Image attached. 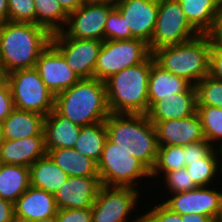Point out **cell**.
Returning <instances> with one entry per match:
<instances>
[{"label": "cell", "mask_w": 222, "mask_h": 222, "mask_svg": "<svg viewBox=\"0 0 222 222\" xmlns=\"http://www.w3.org/2000/svg\"><path fill=\"white\" fill-rule=\"evenodd\" d=\"M3 140H4L3 124L0 123V145L2 144Z\"/></svg>", "instance_id": "f5cc1de1"}, {"label": "cell", "mask_w": 222, "mask_h": 222, "mask_svg": "<svg viewBox=\"0 0 222 222\" xmlns=\"http://www.w3.org/2000/svg\"><path fill=\"white\" fill-rule=\"evenodd\" d=\"M104 40H126V23L120 11L114 6L108 14Z\"/></svg>", "instance_id": "d590c367"}, {"label": "cell", "mask_w": 222, "mask_h": 222, "mask_svg": "<svg viewBox=\"0 0 222 222\" xmlns=\"http://www.w3.org/2000/svg\"><path fill=\"white\" fill-rule=\"evenodd\" d=\"M101 186L99 176L69 177L54 194L58 210L91 208Z\"/></svg>", "instance_id": "2e32d148"}, {"label": "cell", "mask_w": 222, "mask_h": 222, "mask_svg": "<svg viewBox=\"0 0 222 222\" xmlns=\"http://www.w3.org/2000/svg\"><path fill=\"white\" fill-rule=\"evenodd\" d=\"M8 84V73L0 67V90Z\"/></svg>", "instance_id": "7dc6e473"}, {"label": "cell", "mask_w": 222, "mask_h": 222, "mask_svg": "<svg viewBox=\"0 0 222 222\" xmlns=\"http://www.w3.org/2000/svg\"><path fill=\"white\" fill-rule=\"evenodd\" d=\"M97 168L103 186L138 189L137 185L142 184L141 180L151 179V171L140 160L119 148L108 138Z\"/></svg>", "instance_id": "8992f818"}, {"label": "cell", "mask_w": 222, "mask_h": 222, "mask_svg": "<svg viewBox=\"0 0 222 222\" xmlns=\"http://www.w3.org/2000/svg\"><path fill=\"white\" fill-rule=\"evenodd\" d=\"M214 222H222V203H221V208H220V210L218 211V214H217Z\"/></svg>", "instance_id": "816d5d0a"}, {"label": "cell", "mask_w": 222, "mask_h": 222, "mask_svg": "<svg viewBox=\"0 0 222 222\" xmlns=\"http://www.w3.org/2000/svg\"><path fill=\"white\" fill-rule=\"evenodd\" d=\"M29 168L30 185L53 195L69 178L48 154L37 159Z\"/></svg>", "instance_id": "cb8c5ba5"}, {"label": "cell", "mask_w": 222, "mask_h": 222, "mask_svg": "<svg viewBox=\"0 0 222 222\" xmlns=\"http://www.w3.org/2000/svg\"><path fill=\"white\" fill-rule=\"evenodd\" d=\"M103 41L68 37L63 31L52 35L51 44L64 56L81 78H94V69Z\"/></svg>", "instance_id": "8fae6325"}, {"label": "cell", "mask_w": 222, "mask_h": 222, "mask_svg": "<svg viewBox=\"0 0 222 222\" xmlns=\"http://www.w3.org/2000/svg\"><path fill=\"white\" fill-rule=\"evenodd\" d=\"M63 9L69 14L79 8L86 0H58Z\"/></svg>", "instance_id": "ee69618b"}, {"label": "cell", "mask_w": 222, "mask_h": 222, "mask_svg": "<svg viewBox=\"0 0 222 222\" xmlns=\"http://www.w3.org/2000/svg\"><path fill=\"white\" fill-rule=\"evenodd\" d=\"M197 112V91L192 85L186 92L169 95L155 101L146 113L155 125L157 122L171 119H183Z\"/></svg>", "instance_id": "ac0fdd59"}, {"label": "cell", "mask_w": 222, "mask_h": 222, "mask_svg": "<svg viewBox=\"0 0 222 222\" xmlns=\"http://www.w3.org/2000/svg\"><path fill=\"white\" fill-rule=\"evenodd\" d=\"M141 190L133 187L102 185L91 207L92 222H127L131 218L132 211L137 209V204L139 205ZM139 214L135 219L128 221L141 222L142 212Z\"/></svg>", "instance_id": "30bf717a"}, {"label": "cell", "mask_w": 222, "mask_h": 222, "mask_svg": "<svg viewBox=\"0 0 222 222\" xmlns=\"http://www.w3.org/2000/svg\"><path fill=\"white\" fill-rule=\"evenodd\" d=\"M205 139L218 147L222 142V108L215 106H197ZM217 143V144H216Z\"/></svg>", "instance_id": "1f68e13d"}, {"label": "cell", "mask_w": 222, "mask_h": 222, "mask_svg": "<svg viewBox=\"0 0 222 222\" xmlns=\"http://www.w3.org/2000/svg\"><path fill=\"white\" fill-rule=\"evenodd\" d=\"M155 128L158 146H185L205 139L197 112L187 118L157 122Z\"/></svg>", "instance_id": "e0dca14e"}, {"label": "cell", "mask_w": 222, "mask_h": 222, "mask_svg": "<svg viewBox=\"0 0 222 222\" xmlns=\"http://www.w3.org/2000/svg\"><path fill=\"white\" fill-rule=\"evenodd\" d=\"M94 2H101V3H105V4H110L113 6H116L121 0H91Z\"/></svg>", "instance_id": "c3c4849f"}, {"label": "cell", "mask_w": 222, "mask_h": 222, "mask_svg": "<svg viewBox=\"0 0 222 222\" xmlns=\"http://www.w3.org/2000/svg\"><path fill=\"white\" fill-rule=\"evenodd\" d=\"M189 23L200 33L206 34L220 10L222 0H177Z\"/></svg>", "instance_id": "4316f807"}, {"label": "cell", "mask_w": 222, "mask_h": 222, "mask_svg": "<svg viewBox=\"0 0 222 222\" xmlns=\"http://www.w3.org/2000/svg\"><path fill=\"white\" fill-rule=\"evenodd\" d=\"M57 212L54 195L31 185L14 203V213L29 222L55 216Z\"/></svg>", "instance_id": "ffe728a7"}, {"label": "cell", "mask_w": 222, "mask_h": 222, "mask_svg": "<svg viewBox=\"0 0 222 222\" xmlns=\"http://www.w3.org/2000/svg\"><path fill=\"white\" fill-rule=\"evenodd\" d=\"M55 110L81 127L104 122L110 114L106 83L81 79L55 96Z\"/></svg>", "instance_id": "3957f363"}, {"label": "cell", "mask_w": 222, "mask_h": 222, "mask_svg": "<svg viewBox=\"0 0 222 222\" xmlns=\"http://www.w3.org/2000/svg\"><path fill=\"white\" fill-rule=\"evenodd\" d=\"M36 24L45 28L51 35L64 30L68 13L58 0H34Z\"/></svg>", "instance_id": "f1b7e54d"}, {"label": "cell", "mask_w": 222, "mask_h": 222, "mask_svg": "<svg viewBox=\"0 0 222 222\" xmlns=\"http://www.w3.org/2000/svg\"><path fill=\"white\" fill-rule=\"evenodd\" d=\"M9 21L8 0H0V25Z\"/></svg>", "instance_id": "bcb514c9"}, {"label": "cell", "mask_w": 222, "mask_h": 222, "mask_svg": "<svg viewBox=\"0 0 222 222\" xmlns=\"http://www.w3.org/2000/svg\"><path fill=\"white\" fill-rule=\"evenodd\" d=\"M57 222H92L91 208L60 209L56 215Z\"/></svg>", "instance_id": "f35d334b"}, {"label": "cell", "mask_w": 222, "mask_h": 222, "mask_svg": "<svg viewBox=\"0 0 222 222\" xmlns=\"http://www.w3.org/2000/svg\"><path fill=\"white\" fill-rule=\"evenodd\" d=\"M206 35L210 40L211 49H222V5Z\"/></svg>", "instance_id": "ab89813d"}, {"label": "cell", "mask_w": 222, "mask_h": 222, "mask_svg": "<svg viewBox=\"0 0 222 222\" xmlns=\"http://www.w3.org/2000/svg\"><path fill=\"white\" fill-rule=\"evenodd\" d=\"M52 35L33 23L7 21L0 25V67L8 74L34 68Z\"/></svg>", "instance_id": "6da1fadb"}, {"label": "cell", "mask_w": 222, "mask_h": 222, "mask_svg": "<svg viewBox=\"0 0 222 222\" xmlns=\"http://www.w3.org/2000/svg\"><path fill=\"white\" fill-rule=\"evenodd\" d=\"M47 154L69 177L99 176L97 163L74 148H56Z\"/></svg>", "instance_id": "d4e9b609"}, {"label": "cell", "mask_w": 222, "mask_h": 222, "mask_svg": "<svg viewBox=\"0 0 222 222\" xmlns=\"http://www.w3.org/2000/svg\"><path fill=\"white\" fill-rule=\"evenodd\" d=\"M14 204L0 197V222H11Z\"/></svg>", "instance_id": "7bdbcfd3"}, {"label": "cell", "mask_w": 222, "mask_h": 222, "mask_svg": "<svg viewBox=\"0 0 222 222\" xmlns=\"http://www.w3.org/2000/svg\"><path fill=\"white\" fill-rule=\"evenodd\" d=\"M113 5L86 0L69 13L63 32L72 38L104 41L107 17Z\"/></svg>", "instance_id": "7c38bea8"}, {"label": "cell", "mask_w": 222, "mask_h": 222, "mask_svg": "<svg viewBox=\"0 0 222 222\" xmlns=\"http://www.w3.org/2000/svg\"><path fill=\"white\" fill-rule=\"evenodd\" d=\"M182 220L183 222H214L211 217L201 214H184Z\"/></svg>", "instance_id": "f6af8a7d"}, {"label": "cell", "mask_w": 222, "mask_h": 222, "mask_svg": "<svg viewBox=\"0 0 222 222\" xmlns=\"http://www.w3.org/2000/svg\"><path fill=\"white\" fill-rule=\"evenodd\" d=\"M154 62L151 55L145 62L126 68L105 81L110 113L146 115L149 74Z\"/></svg>", "instance_id": "277c9868"}, {"label": "cell", "mask_w": 222, "mask_h": 222, "mask_svg": "<svg viewBox=\"0 0 222 222\" xmlns=\"http://www.w3.org/2000/svg\"><path fill=\"white\" fill-rule=\"evenodd\" d=\"M81 126L60 115L55 109L45 117L44 135L46 151L56 148H74Z\"/></svg>", "instance_id": "44dd1931"}, {"label": "cell", "mask_w": 222, "mask_h": 222, "mask_svg": "<svg viewBox=\"0 0 222 222\" xmlns=\"http://www.w3.org/2000/svg\"><path fill=\"white\" fill-rule=\"evenodd\" d=\"M104 123L110 141L150 171L153 169L158 152L157 132L146 115L110 113Z\"/></svg>", "instance_id": "7a4b0ae2"}, {"label": "cell", "mask_w": 222, "mask_h": 222, "mask_svg": "<svg viewBox=\"0 0 222 222\" xmlns=\"http://www.w3.org/2000/svg\"><path fill=\"white\" fill-rule=\"evenodd\" d=\"M151 55L149 45L141 39L104 40L98 53L94 78L105 82L112 75L145 62Z\"/></svg>", "instance_id": "52a82bcc"}, {"label": "cell", "mask_w": 222, "mask_h": 222, "mask_svg": "<svg viewBox=\"0 0 222 222\" xmlns=\"http://www.w3.org/2000/svg\"><path fill=\"white\" fill-rule=\"evenodd\" d=\"M47 154L45 136L23 139H4L0 145V163L30 167L37 159Z\"/></svg>", "instance_id": "d6986e66"}, {"label": "cell", "mask_w": 222, "mask_h": 222, "mask_svg": "<svg viewBox=\"0 0 222 222\" xmlns=\"http://www.w3.org/2000/svg\"><path fill=\"white\" fill-rule=\"evenodd\" d=\"M218 145H219V147H216V149H217V152H219L218 155H219L221 163H222V142Z\"/></svg>", "instance_id": "db71d44e"}, {"label": "cell", "mask_w": 222, "mask_h": 222, "mask_svg": "<svg viewBox=\"0 0 222 222\" xmlns=\"http://www.w3.org/2000/svg\"><path fill=\"white\" fill-rule=\"evenodd\" d=\"M197 106L222 108V81L208 75L196 85Z\"/></svg>", "instance_id": "d6a6232c"}, {"label": "cell", "mask_w": 222, "mask_h": 222, "mask_svg": "<svg viewBox=\"0 0 222 222\" xmlns=\"http://www.w3.org/2000/svg\"><path fill=\"white\" fill-rule=\"evenodd\" d=\"M212 188L211 186L197 187L186 192L168 193L167 197L170 194L168 200L162 203L180 215L201 214L215 220L221 208L222 190Z\"/></svg>", "instance_id": "5bb4252c"}, {"label": "cell", "mask_w": 222, "mask_h": 222, "mask_svg": "<svg viewBox=\"0 0 222 222\" xmlns=\"http://www.w3.org/2000/svg\"><path fill=\"white\" fill-rule=\"evenodd\" d=\"M14 108L43 116L55 109V96L43 83L35 68L15 70L8 74Z\"/></svg>", "instance_id": "ba28073f"}, {"label": "cell", "mask_w": 222, "mask_h": 222, "mask_svg": "<svg viewBox=\"0 0 222 222\" xmlns=\"http://www.w3.org/2000/svg\"><path fill=\"white\" fill-rule=\"evenodd\" d=\"M143 222H183L182 215L171 211L162 202H159L156 206L154 202V207L147 210L142 214Z\"/></svg>", "instance_id": "8d00e7d4"}, {"label": "cell", "mask_w": 222, "mask_h": 222, "mask_svg": "<svg viewBox=\"0 0 222 222\" xmlns=\"http://www.w3.org/2000/svg\"><path fill=\"white\" fill-rule=\"evenodd\" d=\"M34 68L54 96L81 80L52 44L40 54Z\"/></svg>", "instance_id": "9a60e30c"}, {"label": "cell", "mask_w": 222, "mask_h": 222, "mask_svg": "<svg viewBox=\"0 0 222 222\" xmlns=\"http://www.w3.org/2000/svg\"><path fill=\"white\" fill-rule=\"evenodd\" d=\"M185 168L197 187L212 186V182L220 178L217 175L222 176V163L216 148L205 159L190 162Z\"/></svg>", "instance_id": "f546056e"}, {"label": "cell", "mask_w": 222, "mask_h": 222, "mask_svg": "<svg viewBox=\"0 0 222 222\" xmlns=\"http://www.w3.org/2000/svg\"><path fill=\"white\" fill-rule=\"evenodd\" d=\"M198 35L200 33L189 23L177 0H159L157 21L148 44L151 53L161 47L190 41Z\"/></svg>", "instance_id": "9c48e42d"}, {"label": "cell", "mask_w": 222, "mask_h": 222, "mask_svg": "<svg viewBox=\"0 0 222 222\" xmlns=\"http://www.w3.org/2000/svg\"><path fill=\"white\" fill-rule=\"evenodd\" d=\"M126 23V40L151 42L157 21L159 0H121L115 6Z\"/></svg>", "instance_id": "4fadbf2b"}, {"label": "cell", "mask_w": 222, "mask_h": 222, "mask_svg": "<svg viewBox=\"0 0 222 222\" xmlns=\"http://www.w3.org/2000/svg\"><path fill=\"white\" fill-rule=\"evenodd\" d=\"M45 117L36 112L14 108L2 123L4 139L15 140L31 136H45Z\"/></svg>", "instance_id": "7402d4cb"}, {"label": "cell", "mask_w": 222, "mask_h": 222, "mask_svg": "<svg viewBox=\"0 0 222 222\" xmlns=\"http://www.w3.org/2000/svg\"><path fill=\"white\" fill-rule=\"evenodd\" d=\"M106 140L107 131L104 122L83 126L74 149L98 163Z\"/></svg>", "instance_id": "83f0119b"}, {"label": "cell", "mask_w": 222, "mask_h": 222, "mask_svg": "<svg viewBox=\"0 0 222 222\" xmlns=\"http://www.w3.org/2000/svg\"><path fill=\"white\" fill-rule=\"evenodd\" d=\"M9 21L36 24L34 0H8Z\"/></svg>", "instance_id": "e575fe53"}, {"label": "cell", "mask_w": 222, "mask_h": 222, "mask_svg": "<svg viewBox=\"0 0 222 222\" xmlns=\"http://www.w3.org/2000/svg\"><path fill=\"white\" fill-rule=\"evenodd\" d=\"M35 222H57L56 215L48 217V218H44V219H41V220H38V221H35Z\"/></svg>", "instance_id": "f907efd6"}, {"label": "cell", "mask_w": 222, "mask_h": 222, "mask_svg": "<svg viewBox=\"0 0 222 222\" xmlns=\"http://www.w3.org/2000/svg\"><path fill=\"white\" fill-rule=\"evenodd\" d=\"M209 75L222 81V49H211Z\"/></svg>", "instance_id": "b9f144b4"}, {"label": "cell", "mask_w": 222, "mask_h": 222, "mask_svg": "<svg viewBox=\"0 0 222 222\" xmlns=\"http://www.w3.org/2000/svg\"><path fill=\"white\" fill-rule=\"evenodd\" d=\"M162 180L161 183L165 184V188L168 190L166 193H180L197 188L185 167L167 172Z\"/></svg>", "instance_id": "836d02e7"}, {"label": "cell", "mask_w": 222, "mask_h": 222, "mask_svg": "<svg viewBox=\"0 0 222 222\" xmlns=\"http://www.w3.org/2000/svg\"><path fill=\"white\" fill-rule=\"evenodd\" d=\"M211 43L206 34L177 45L158 48L152 55L164 70L196 85L210 71Z\"/></svg>", "instance_id": "5b68a950"}, {"label": "cell", "mask_w": 222, "mask_h": 222, "mask_svg": "<svg viewBox=\"0 0 222 222\" xmlns=\"http://www.w3.org/2000/svg\"><path fill=\"white\" fill-rule=\"evenodd\" d=\"M192 84L186 79L164 70L156 62L151 65L148 81L149 107L172 94L186 92Z\"/></svg>", "instance_id": "603a6c76"}, {"label": "cell", "mask_w": 222, "mask_h": 222, "mask_svg": "<svg viewBox=\"0 0 222 222\" xmlns=\"http://www.w3.org/2000/svg\"><path fill=\"white\" fill-rule=\"evenodd\" d=\"M14 110V103L9 84L0 90V123Z\"/></svg>", "instance_id": "60d3db41"}, {"label": "cell", "mask_w": 222, "mask_h": 222, "mask_svg": "<svg viewBox=\"0 0 222 222\" xmlns=\"http://www.w3.org/2000/svg\"><path fill=\"white\" fill-rule=\"evenodd\" d=\"M186 166L184 146L167 145L158 146L157 159L151 170V179L164 176L167 172L175 171ZM159 175V176H158ZM161 175V176H160Z\"/></svg>", "instance_id": "4dcf8cb0"}, {"label": "cell", "mask_w": 222, "mask_h": 222, "mask_svg": "<svg viewBox=\"0 0 222 222\" xmlns=\"http://www.w3.org/2000/svg\"><path fill=\"white\" fill-rule=\"evenodd\" d=\"M11 222H29V221H27L24 217L19 216L14 213L12 216Z\"/></svg>", "instance_id": "681fc988"}, {"label": "cell", "mask_w": 222, "mask_h": 222, "mask_svg": "<svg viewBox=\"0 0 222 222\" xmlns=\"http://www.w3.org/2000/svg\"><path fill=\"white\" fill-rule=\"evenodd\" d=\"M214 149L215 147L211 145L206 139L185 145L184 156L186 166L190 162L205 159Z\"/></svg>", "instance_id": "74e56055"}, {"label": "cell", "mask_w": 222, "mask_h": 222, "mask_svg": "<svg viewBox=\"0 0 222 222\" xmlns=\"http://www.w3.org/2000/svg\"><path fill=\"white\" fill-rule=\"evenodd\" d=\"M30 186V168L0 163V197L11 203L15 201Z\"/></svg>", "instance_id": "484cf974"}]
</instances>
